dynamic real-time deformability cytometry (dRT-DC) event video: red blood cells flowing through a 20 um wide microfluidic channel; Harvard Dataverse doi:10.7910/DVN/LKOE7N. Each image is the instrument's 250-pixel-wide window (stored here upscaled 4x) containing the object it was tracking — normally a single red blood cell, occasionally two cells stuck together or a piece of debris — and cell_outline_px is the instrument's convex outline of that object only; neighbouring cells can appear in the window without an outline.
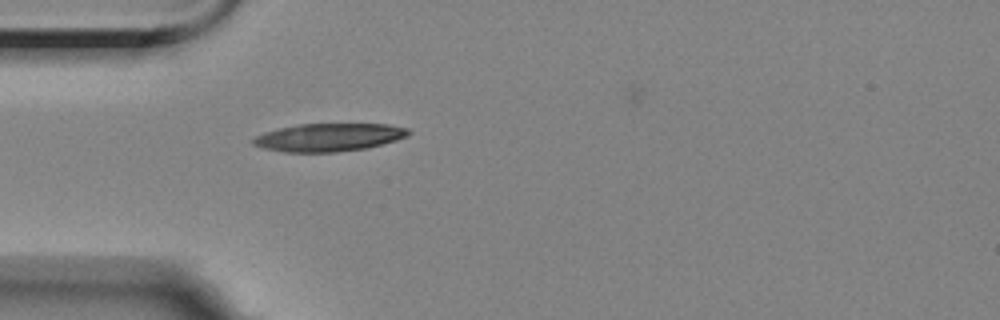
{"species": "Egyptian fruit bat (a non-hibernating species)", "species_latin": "Rousettus aegyptiacus", "temperature_condition": "room temperature", "stored_images_in_passage": 1, "camera_frame_rate_fps": 3000, "um_per_image_px": 0.085, "animal": {"sex": "female"}, "frame": {"image": 1, "passage_image": 1, "time_ms": 0.0, "image_size_px": [1000, 320], "cell_outline_px": [[412, 132], [408, 136], [396, 140], [368, 148], [336, 152], [284, 152], [264, 148], [252, 144], [252, 140], [256, 136], [264, 132], [280, 128], [300, 124], [388, 124], [408, 128]], "centroid_in_image_um": [27.98, 11.67], "position_along_channel_um": 57.0, "area_um2": 25.32}}